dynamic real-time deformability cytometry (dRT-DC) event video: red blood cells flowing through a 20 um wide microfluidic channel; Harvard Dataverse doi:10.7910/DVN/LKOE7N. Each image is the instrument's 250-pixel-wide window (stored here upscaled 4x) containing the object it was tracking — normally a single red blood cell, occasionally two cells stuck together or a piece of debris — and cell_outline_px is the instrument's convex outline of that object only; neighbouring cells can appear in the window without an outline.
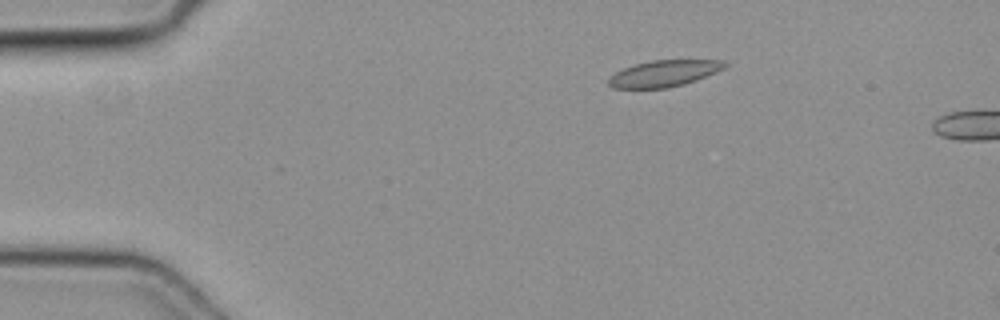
{"species": "common noctule bat (a hibernating species)", "species_latin": "Nyctalus noctula", "temperature_condition": "cold", "stored_images_in_passage": 4, "camera_frame_rate_fps": 3000, "um_per_image_px": 0.085, "animal": {"sex": "female", "body_mass_g": 19.3, "forearm_length_mm": 54.1}, "frame": {"image": 1, "passage_image": 1, "time_ms": 0.0, "image_size_px": [1000, 320], "cell_outline_px": [[732, 64], [716, 72], [696, 80], [684, 84], [668, 88], [612, 88], [608, 84], [608, 76], [632, 64], [652, 60], [724, 60]], "centroid_in_image_um": [56.45, 6.23], "position_along_channel_um": 28.6, "area_um2": 18.09}}